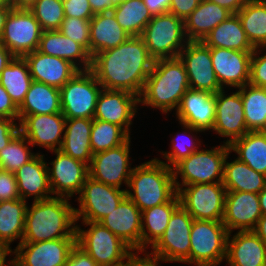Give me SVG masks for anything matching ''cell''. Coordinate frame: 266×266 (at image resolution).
<instances>
[{"mask_svg":"<svg viewBox=\"0 0 266 266\" xmlns=\"http://www.w3.org/2000/svg\"><path fill=\"white\" fill-rule=\"evenodd\" d=\"M154 59L140 36H131L115 48L91 58L90 70L103 89L125 90L140 96Z\"/></svg>","mask_w":266,"mask_h":266,"instance_id":"6da1fadb","label":"cell"},{"mask_svg":"<svg viewBox=\"0 0 266 266\" xmlns=\"http://www.w3.org/2000/svg\"><path fill=\"white\" fill-rule=\"evenodd\" d=\"M69 200L53 196L27 205L22 242L76 238L75 207Z\"/></svg>","mask_w":266,"mask_h":266,"instance_id":"7a4b0ae2","label":"cell"},{"mask_svg":"<svg viewBox=\"0 0 266 266\" xmlns=\"http://www.w3.org/2000/svg\"><path fill=\"white\" fill-rule=\"evenodd\" d=\"M189 88L186 68L179 57L155 60L139 96V105L169 116Z\"/></svg>","mask_w":266,"mask_h":266,"instance_id":"3957f363","label":"cell"},{"mask_svg":"<svg viewBox=\"0 0 266 266\" xmlns=\"http://www.w3.org/2000/svg\"><path fill=\"white\" fill-rule=\"evenodd\" d=\"M125 190L141 212L165 204L177 194L173 168L156 158L136 165Z\"/></svg>","mask_w":266,"mask_h":266,"instance_id":"277c9868","label":"cell"},{"mask_svg":"<svg viewBox=\"0 0 266 266\" xmlns=\"http://www.w3.org/2000/svg\"><path fill=\"white\" fill-rule=\"evenodd\" d=\"M76 223L77 244L83 248L99 266H125L136 253L121 238L113 234L100 222Z\"/></svg>","mask_w":266,"mask_h":266,"instance_id":"5b68a950","label":"cell"},{"mask_svg":"<svg viewBox=\"0 0 266 266\" xmlns=\"http://www.w3.org/2000/svg\"><path fill=\"white\" fill-rule=\"evenodd\" d=\"M229 152V145L224 143L193 152L173 167L175 186L223 183L224 162Z\"/></svg>","mask_w":266,"mask_h":266,"instance_id":"8992f818","label":"cell"},{"mask_svg":"<svg viewBox=\"0 0 266 266\" xmlns=\"http://www.w3.org/2000/svg\"><path fill=\"white\" fill-rule=\"evenodd\" d=\"M140 37L154 60L179 57L189 42L184 21L169 12L153 16Z\"/></svg>","mask_w":266,"mask_h":266,"instance_id":"52a82bcc","label":"cell"},{"mask_svg":"<svg viewBox=\"0 0 266 266\" xmlns=\"http://www.w3.org/2000/svg\"><path fill=\"white\" fill-rule=\"evenodd\" d=\"M228 235L222 221L194 220L190 233V265L220 266L226 260Z\"/></svg>","mask_w":266,"mask_h":266,"instance_id":"ba28073f","label":"cell"},{"mask_svg":"<svg viewBox=\"0 0 266 266\" xmlns=\"http://www.w3.org/2000/svg\"><path fill=\"white\" fill-rule=\"evenodd\" d=\"M194 219L180 205L173 213L164 234L146 252L165 263L190 264V233Z\"/></svg>","mask_w":266,"mask_h":266,"instance_id":"9c48e42d","label":"cell"},{"mask_svg":"<svg viewBox=\"0 0 266 266\" xmlns=\"http://www.w3.org/2000/svg\"><path fill=\"white\" fill-rule=\"evenodd\" d=\"M59 90L61 112L66 119L94 118L102 86L90 69L77 72Z\"/></svg>","mask_w":266,"mask_h":266,"instance_id":"30bf717a","label":"cell"},{"mask_svg":"<svg viewBox=\"0 0 266 266\" xmlns=\"http://www.w3.org/2000/svg\"><path fill=\"white\" fill-rule=\"evenodd\" d=\"M180 205L194 220L222 221L226 189L223 183H201L176 187Z\"/></svg>","mask_w":266,"mask_h":266,"instance_id":"8fae6325","label":"cell"},{"mask_svg":"<svg viewBox=\"0 0 266 266\" xmlns=\"http://www.w3.org/2000/svg\"><path fill=\"white\" fill-rule=\"evenodd\" d=\"M126 197V190L93 180L88 177L83 184L78 197L79 207L75 209L76 223L100 222L105 216L110 214Z\"/></svg>","mask_w":266,"mask_h":266,"instance_id":"7c38bea8","label":"cell"},{"mask_svg":"<svg viewBox=\"0 0 266 266\" xmlns=\"http://www.w3.org/2000/svg\"><path fill=\"white\" fill-rule=\"evenodd\" d=\"M42 28L28 8L13 7L9 12L0 42L15 56L38 50Z\"/></svg>","mask_w":266,"mask_h":266,"instance_id":"4fadbf2b","label":"cell"},{"mask_svg":"<svg viewBox=\"0 0 266 266\" xmlns=\"http://www.w3.org/2000/svg\"><path fill=\"white\" fill-rule=\"evenodd\" d=\"M131 138L124 144L93 154L89 177L98 182L121 189L127 187L134 167L130 163Z\"/></svg>","mask_w":266,"mask_h":266,"instance_id":"5bb4252c","label":"cell"},{"mask_svg":"<svg viewBox=\"0 0 266 266\" xmlns=\"http://www.w3.org/2000/svg\"><path fill=\"white\" fill-rule=\"evenodd\" d=\"M50 152L55 155V159L47 163L49 185L53 196L71 199L79 195L89 177V165L61 150Z\"/></svg>","mask_w":266,"mask_h":266,"instance_id":"9a60e30c","label":"cell"},{"mask_svg":"<svg viewBox=\"0 0 266 266\" xmlns=\"http://www.w3.org/2000/svg\"><path fill=\"white\" fill-rule=\"evenodd\" d=\"M224 89L215 94V122L211 131L220 137L227 138L224 144L230 145L234 140L242 138L247 129L242 98L239 89L227 93ZM227 93V94H226Z\"/></svg>","mask_w":266,"mask_h":266,"instance_id":"2e32d148","label":"cell"},{"mask_svg":"<svg viewBox=\"0 0 266 266\" xmlns=\"http://www.w3.org/2000/svg\"><path fill=\"white\" fill-rule=\"evenodd\" d=\"M191 89L216 94L223 89L213 69L210 47L202 41H189L180 52Z\"/></svg>","mask_w":266,"mask_h":266,"instance_id":"e0dca14e","label":"cell"},{"mask_svg":"<svg viewBox=\"0 0 266 266\" xmlns=\"http://www.w3.org/2000/svg\"><path fill=\"white\" fill-rule=\"evenodd\" d=\"M76 243V238L22 242L14 249V263L17 266H65Z\"/></svg>","mask_w":266,"mask_h":266,"instance_id":"ac0fdd59","label":"cell"},{"mask_svg":"<svg viewBox=\"0 0 266 266\" xmlns=\"http://www.w3.org/2000/svg\"><path fill=\"white\" fill-rule=\"evenodd\" d=\"M139 97L125 90L103 89L98 95L94 118L114 123L131 135V125L139 110Z\"/></svg>","mask_w":266,"mask_h":266,"instance_id":"d6986e66","label":"cell"},{"mask_svg":"<svg viewBox=\"0 0 266 266\" xmlns=\"http://www.w3.org/2000/svg\"><path fill=\"white\" fill-rule=\"evenodd\" d=\"M66 118L62 113L27 115L19 121V132L32 148H46L49 152L61 148Z\"/></svg>","mask_w":266,"mask_h":266,"instance_id":"ffe728a7","label":"cell"},{"mask_svg":"<svg viewBox=\"0 0 266 266\" xmlns=\"http://www.w3.org/2000/svg\"><path fill=\"white\" fill-rule=\"evenodd\" d=\"M210 53L213 69L223 89H238L249 84L253 51L210 47Z\"/></svg>","mask_w":266,"mask_h":266,"instance_id":"44dd1931","label":"cell"},{"mask_svg":"<svg viewBox=\"0 0 266 266\" xmlns=\"http://www.w3.org/2000/svg\"><path fill=\"white\" fill-rule=\"evenodd\" d=\"M261 216L257 193L226 192L222 222L229 233L253 230Z\"/></svg>","mask_w":266,"mask_h":266,"instance_id":"7402d4cb","label":"cell"},{"mask_svg":"<svg viewBox=\"0 0 266 266\" xmlns=\"http://www.w3.org/2000/svg\"><path fill=\"white\" fill-rule=\"evenodd\" d=\"M174 114L178 122L210 132L215 122V94L189 88Z\"/></svg>","mask_w":266,"mask_h":266,"instance_id":"603a6c76","label":"cell"},{"mask_svg":"<svg viewBox=\"0 0 266 266\" xmlns=\"http://www.w3.org/2000/svg\"><path fill=\"white\" fill-rule=\"evenodd\" d=\"M100 223L121 238L135 252H141L140 209L127 196Z\"/></svg>","mask_w":266,"mask_h":266,"instance_id":"cb8c5ba5","label":"cell"},{"mask_svg":"<svg viewBox=\"0 0 266 266\" xmlns=\"http://www.w3.org/2000/svg\"><path fill=\"white\" fill-rule=\"evenodd\" d=\"M32 80L62 88L80 70L71 62L35 50L23 56Z\"/></svg>","mask_w":266,"mask_h":266,"instance_id":"d4e9b609","label":"cell"},{"mask_svg":"<svg viewBox=\"0 0 266 266\" xmlns=\"http://www.w3.org/2000/svg\"><path fill=\"white\" fill-rule=\"evenodd\" d=\"M44 156L45 154L38 153L14 172L20 199L27 201L31 197L35 202L53 197L49 185L48 165Z\"/></svg>","mask_w":266,"mask_h":266,"instance_id":"484cf974","label":"cell"},{"mask_svg":"<svg viewBox=\"0 0 266 266\" xmlns=\"http://www.w3.org/2000/svg\"><path fill=\"white\" fill-rule=\"evenodd\" d=\"M225 262L229 266H266V245L252 230L231 232Z\"/></svg>","mask_w":266,"mask_h":266,"instance_id":"4316f807","label":"cell"},{"mask_svg":"<svg viewBox=\"0 0 266 266\" xmlns=\"http://www.w3.org/2000/svg\"><path fill=\"white\" fill-rule=\"evenodd\" d=\"M38 51L71 62L79 70L91 68V56L77 42L63 35L59 30L43 31Z\"/></svg>","mask_w":266,"mask_h":266,"instance_id":"83f0119b","label":"cell"},{"mask_svg":"<svg viewBox=\"0 0 266 266\" xmlns=\"http://www.w3.org/2000/svg\"><path fill=\"white\" fill-rule=\"evenodd\" d=\"M112 12L95 14L90 20V56L119 46L130 38Z\"/></svg>","mask_w":266,"mask_h":266,"instance_id":"f1b7e54d","label":"cell"},{"mask_svg":"<svg viewBox=\"0 0 266 266\" xmlns=\"http://www.w3.org/2000/svg\"><path fill=\"white\" fill-rule=\"evenodd\" d=\"M232 13L226 8L209 0L200 4L184 20L185 34L188 41H203L204 38Z\"/></svg>","mask_w":266,"mask_h":266,"instance_id":"f546056e","label":"cell"},{"mask_svg":"<svg viewBox=\"0 0 266 266\" xmlns=\"http://www.w3.org/2000/svg\"><path fill=\"white\" fill-rule=\"evenodd\" d=\"M92 124L93 119L88 118L66 119L63 142L59 150L90 165L93 157L90 142Z\"/></svg>","mask_w":266,"mask_h":266,"instance_id":"4dcf8cb0","label":"cell"},{"mask_svg":"<svg viewBox=\"0 0 266 266\" xmlns=\"http://www.w3.org/2000/svg\"><path fill=\"white\" fill-rule=\"evenodd\" d=\"M179 206L180 201L176 194L169 202L148 208L141 212V253L147 252V250H149L164 234L172 213Z\"/></svg>","mask_w":266,"mask_h":266,"instance_id":"1f68e13d","label":"cell"},{"mask_svg":"<svg viewBox=\"0 0 266 266\" xmlns=\"http://www.w3.org/2000/svg\"><path fill=\"white\" fill-rule=\"evenodd\" d=\"M18 110L19 121L27 115L62 113L59 88L32 81Z\"/></svg>","mask_w":266,"mask_h":266,"instance_id":"d6a6232c","label":"cell"},{"mask_svg":"<svg viewBox=\"0 0 266 266\" xmlns=\"http://www.w3.org/2000/svg\"><path fill=\"white\" fill-rule=\"evenodd\" d=\"M227 154L224 162L223 185L226 191H241L259 194L266 186V176L256 172L237 157L230 161Z\"/></svg>","mask_w":266,"mask_h":266,"instance_id":"836d02e7","label":"cell"},{"mask_svg":"<svg viewBox=\"0 0 266 266\" xmlns=\"http://www.w3.org/2000/svg\"><path fill=\"white\" fill-rule=\"evenodd\" d=\"M207 47L236 51H254L237 14H231L216 26L202 41Z\"/></svg>","mask_w":266,"mask_h":266,"instance_id":"e575fe53","label":"cell"},{"mask_svg":"<svg viewBox=\"0 0 266 266\" xmlns=\"http://www.w3.org/2000/svg\"><path fill=\"white\" fill-rule=\"evenodd\" d=\"M229 148L240 161L266 176V136L262 131H248L242 138L234 140Z\"/></svg>","mask_w":266,"mask_h":266,"instance_id":"d590c367","label":"cell"},{"mask_svg":"<svg viewBox=\"0 0 266 266\" xmlns=\"http://www.w3.org/2000/svg\"><path fill=\"white\" fill-rule=\"evenodd\" d=\"M27 205L28 202L23 199L0 202V241L10 246L17 239V245L22 243Z\"/></svg>","mask_w":266,"mask_h":266,"instance_id":"8d00e7d4","label":"cell"},{"mask_svg":"<svg viewBox=\"0 0 266 266\" xmlns=\"http://www.w3.org/2000/svg\"><path fill=\"white\" fill-rule=\"evenodd\" d=\"M237 15L251 45L266 47V0H249Z\"/></svg>","mask_w":266,"mask_h":266,"instance_id":"74e56055","label":"cell"},{"mask_svg":"<svg viewBox=\"0 0 266 266\" xmlns=\"http://www.w3.org/2000/svg\"><path fill=\"white\" fill-rule=\"evenodd\" d=\"M32 81L28 64L23 57H14L0 74V84L17 107L22 104Z\"/></svg>","mask_w":266,"mask_h":266,"instance_id":"f35d334b","label":"cell"},{"mask_svg":"<svg viewBox=\"0 0 266 266\" xmlns=\"http://www.w3.org/2000/svg\"><path fill=\"white\" fill-rule=\"evenodd\" d=\"M111 12L130 36H141L147 23L153 18L143 0H124L116 4Z\"/></svg>","mask_w":266,"mask_h":266,"instance_id":"ab89813d","label":"cell"},{"mask_svg":"<svg viewBox=\"0 0 266 266\" xmlns=\"http://www.w3.org/2000/svg\"><path fill=\"white\" fill-rule=\"evenodd\" d=\"M238 89L242 98L247 129L262 131L266 126V88L246 84Z\"/></svg>","mask_w":266,"mask_h":266,"instance_id":"60d3db41","label":"cell"},{"mask_svg":"<svg viewBox=\"0 0 266 266\" xmlns=\"http://www.w3.org/2000/svg\"><path fill=\"white\" fill-rule=\"evenodd\" d=\"M178 123L181 125V128H183V131L182 133H175V136L172 137V145L170 146L171 151H160L161 156H163L162 158H164L165 161L156 157L158 161L165 163L170 168H173L182 159L190 156L193 152L199 150L201 148L200 146L202 143L201 139H199V137L201 136L197 137V133L200 132L202 134V130L193 128L182 122Z\"/></svg>","mask_w":266,"mask_h":266,"instance_id":"b9f144b4","label":"cell"},{"mask_svg":"<svg viewBox=\"0 0 266 266\" xmlns=\"http://www.w3.org/2000/svg\"><path fill=\"white\" fill-rule=\"evenodd\" d=\"M131 136L119 125L93 119L91 149L95 154L124 144Z\"/></svg>","mask_w":266,"mask_h":266,"instance_id":"7bdbcfd3","label":"cell"},{"mask_svg":"<svg viewBox=\"0 0 266 266\" xmlns=\"http://www.w3.org/2000/svg\"><path fill=\"white\" fill-rule=\"evenodd\" d=\"M31 147L28 140L18 132L8 145L0 150V169L16 172L39 153L33 152Z\"/></svg>","mask_w":266,"mask_h":266,"instance_id":"ee69618b","label":"cell"},{"mask_svg":"<svg viewBox=\"0 0 266 266\" xmlns=\"http://www.w3.org/2000/svg\"><path fill=\"white\" fill-rule=\"evenodd\" d=\"M28 9L43 31L59 30L65 18L62 0H36Z\"/></svg>","mask_w":266,"mask_h":266,"instance_id":"f6af8a7d","label":"cell"},{"mask_svg":"<svg viewBox=\"0 0 266 266\" xmlns=\"http://www.w3.org/2000/svg\"><path fill=\"white\" fill-rule=\"evenodd\" d=\"M59 31L79 43L90 55V20L65 17Z\"/></svg>","mask_w":266,"mask_h":266,"instance_id":"bcb514c9","label":"cell"},{"mask_svg":"<svg viewBox=\"0 0 266 266\" xmlns=\"http://www.w3.org/2000/svg\"><path fill=\"white\" fill-rule=\"evenodd\" d=\"M249 84L266 88V47L255 48L252 53Z\"/></svg>","mask_w":266,"mask_h":266,"instance_id":"7dc6e473","label":"cell"},{"mask_svg":"<svg viewBox=\"0 0 266 266\" xmlns=\"http://www.w3.org/2000/svg\"><path fill=\"white\" fill-rule=\"evenodd\" d=\"M65 17L91 20L94 16L89 0H62Z\"/></svg>","mask_w":266,"mask_h":266,"instance_id":"c3c4849f","label":"cell"},{"mask_svg":"<svg viewBox=\"0 0 266 266\" xmlns=\"http://www.w3.org/2000/svg\"><path fill=\"white\" fill-rule=\"evenodd\" d=\"M15 199H20L15 175L0 169V202Z\"/></svg>","mask_w":266,"mask_h":266,"instance_id":"681fc988","label":"cell"},{"mask_svg":"<svg viewBox=\"0 0 266 266\" xmlns=\"http://www.w3.org/2000/svg\"><path fill=\"white\" fill-rule=\"evenodd\" d=\"M200 2L201 0H171L169 13L184 21Z\"/></svg>","mask_w":266,"mask_h":266,"instance_id":"f907efd6","label":"cell"},{"mask_svg":"<svg viewBox=\"0 0 266 266\" xmlns=\"http://www.w3.org/2000/svg\"><path fill=\"white\" fill-rule=\"evenodd\" d=\"M0 115L3 118H11L19 122L18 107L12 101L11 97L9 96V94L1 84H0Z\"/></svg>","mask_w":266,"mask_h":266,"instance_id":"816d5d0a","label":"cell"},{"mask_svg":"<svg viewBox=\"0 0 266 266\" xmlns=\"http://www.w3.org/2000/svg\"><path fill=\"white\" fill-rule=\"evenodd\" d=\"M19 132V122L11 118L0 119V150Z\"/></svg>","mask_w":266,"mask_h":266,"instance_id":"f5cc1de1","label":"cell"},{"mask_svg":"<svg viewBox=\"0 0 266 266\" xmlns=\"http://www.w3.org/2000/svg\"><path fill=\"white\" fill-rule=\"evenodd\" d=\"M65 266H99L77 243L73 246Z\"/></svg>","mask_w":266,"mask_h":266,"instance_id":"db71d44e","label":"cell"},{"mask_svg":"<svg viewBox=\"0 0 266 266\" xmlns=\"http://www.w3.org/2000/svg\"><path fill=\"white\" fill-rule=\"evenodd\" d=\"M160 263L163 261L150 257L146 252H136L125 266H161Z\"/></svg>","mask_w":266,"mask_h":266,"instance_id":"11a10c76","label":"cell"},{"mask_svg":"<svg viewBox=\"0 0 266 266\" xmlns=\"http://www.w3.org/2000/svg\"><path fill=\"white\" fill-rule=\"evenodd\" d=\"M152 16L169 12L171 0H143Z\"/></svg>","mask_w":266,"mask_h":266,"instance_id":"9f6ffc18","label":"cell"},{"mask_svg":"<svg viewBox=\"0 0 266 266\" xmlns=\"http://www.w3.org/2000/svg\"><path fill=\"white\" fill-rule=\"evenodd\" d=\"M221 7L226 8L232 14H237L238 11L249 1V0H209Z\"/></svg>","mask_w":266,"mask_h":266,"instance_id":"6f0895ef","label":"cell"},{"mask_svg":"<svg viewBox=\"0 0 266 266\" xmlns=\"http://www.w3.org/2000/svg\"><path fill=\"white\" fill-rule=\"evenodd\" d=\"M89 4L94 15L111 12L115 6L111 0H89Z\"/></svg>","mask_w":266,"mask_h":266,"instance_id":"680465c9","label":"cell"},{"mask_svg":"<svg viewBox=\"0 0 266 266\" xmlns=\"http://www.w3.org/2000/svg\"><path fill=\"white\" fill-rule=\"evenodd\" d=\"M8 256L14 257V248L12 249L8 243L0 241V266H11L14 263V258L10 257L9 259Z\"/></svg>","mask_w":266,"mask_h":266,"instance_id":"91938a15","label":"cell"},{"mask_svg":"<svg viewBox=\"0 0 266 266\" xmlns=\"http://www.w3.org/2000/svg\"><path fill=\"white\" fill-rule=\"evenodd\" d=\"M15 56L0 42V74Z\"/></svg>","mask_w":266,"mask_h":266,"instance_id":"94428289","label":"cell"},{"mask_svg":"<svg viewBox=\"0 0 266 266\" xmlns=\"http://www.w3.org/2000/svg\"><path fill=\"white\" fill-rule=\"evenodd\" d=\"M266 245V215H262L252 230Z\"/></svg>","mask_w":266,"mask_h":266,"instance_id":"6125c7cd","label":"cell"},{"mask_svg":"<svg viewBox=\"0 0 266 266\" xmlns=\"http://www.w3.org/2000/svg\"><path fill=\"white\" fill-rule=\"evenodd\" d=\"M13 7H0V39L2 37L6 18Z\"/></svg>","mask_w":266,"mask_h":266,"instance_id":"be15d7a7","label":"cell"},{"mask_svg":"<svg viewBox=\"0 0 266 266\" xmlns=\"http://www.w3.org/2000/svg\"><path fill=\"white\" fill-rule=\"evenodd\" d=\"M36 0H9L15 8H29Z\"/></svg>","mask_w":266,"mask_h":266,"instance_id":"e7e4bbea","label":"cell"},{"mask_svg":"<svg viewBox=\"0 0 266 266\" xmlns=\"http://www.w3.org/2000/svg\"><path fill=\"white\" fill-rule=\"evenodd\" d=\"M258 195L262 215H266V186L261 190Z\"/></svg>","mask_w":266,"mask_h":266,"instance_id":"03108f58","label":"cell"},{"mask_svg":"<svg viewBox=\"0 0 266 266\" xmlns=\"http://www.w3.org/2000/svg\"><path fill=\"white\" fill-rule=\"evenodd\" d=\"M0 7H13L9 0H0Z\"/></svg>","mask_w":266,"mask_h":266,"instance_id":"003e7915","label":"cell"},{"mask_svg":"<svg viewBox=\"0 0 266 266\" xmlns=\"http://www.w3.org/2000/svg\"><path fill=\"white\" fill-rule=\"evenodd\" d=\"M111 1L116 5V4H118V3H120V2H122L124 0H111Z\"/></svg>","mask_w":266,"mask_h":266,"instance_id":"a7ac6f4b","label":"cell"},{"mask_svg":"<svg viewBox=\"0 0 266 266\" xmlns=\"http://www.w3.org/2000/svg\"><path fill=\"white\" fill-rule=\"evenodd\" d=\"M262 133L266 136V126L262 129Z\"/></svg>","mask_w":266,"mask_h":266,"instance_id":"89a4df30","label":"cell"}]
</instances>
